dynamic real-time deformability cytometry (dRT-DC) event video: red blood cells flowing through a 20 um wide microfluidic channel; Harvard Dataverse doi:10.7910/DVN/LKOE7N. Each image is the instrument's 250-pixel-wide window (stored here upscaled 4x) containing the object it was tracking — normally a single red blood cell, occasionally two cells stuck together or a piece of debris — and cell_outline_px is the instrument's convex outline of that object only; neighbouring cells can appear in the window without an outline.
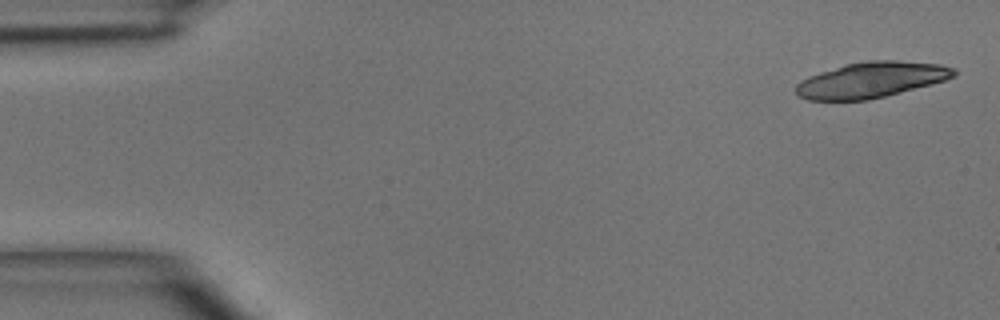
{"species": "common noctule bat (a hibernating species)", "species_latin": "Nyctalus noctula", "temperature_condition": "room temperature", "stored_images_in_passage": 4, "camera_frame_rate_fps": 3000, "um_per_image_px": 0.085, "animal": {"sex": "male", "body_mass_g": 15.6}, "frame": {"image": 1, "passage_image": 1, "time_ms": 0.0, "image_size_px": [1000, 320], "cell_outline_px": [[956, 76], [944, 80], [900, 92], [868, 100], [808, 100], [800, 96], [796, 92], [796, 84], [800, 80], [808, 76], [844, 64], [868, 60], [896, 60], [940, 64], [956, 68]], "centroid_in_image_um": [74.04, 6.78], "position_along_channel_um": 11.0, "area_um2": 32.71}}
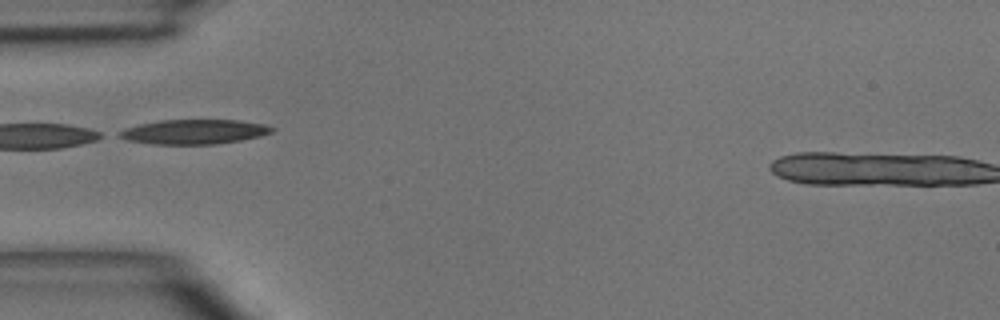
{"frame": {"image": 2, "passage_image": 4, "time_ms": 4.333, "image_size_px": [1000, 320], "cell_outline_px": [[276, 128], [272, 132], [260, 136], [240, 140], [216, 144], [152, 144], [128, 140], [116, 136], [116, 132], [124, 128], [140, 124], [160, 120], [240, 120], [264, 124]], "centroid_in_image_um": [16.47, 11.2], "position_along_channel_um": 68.5, "area_um2": 21.96}}